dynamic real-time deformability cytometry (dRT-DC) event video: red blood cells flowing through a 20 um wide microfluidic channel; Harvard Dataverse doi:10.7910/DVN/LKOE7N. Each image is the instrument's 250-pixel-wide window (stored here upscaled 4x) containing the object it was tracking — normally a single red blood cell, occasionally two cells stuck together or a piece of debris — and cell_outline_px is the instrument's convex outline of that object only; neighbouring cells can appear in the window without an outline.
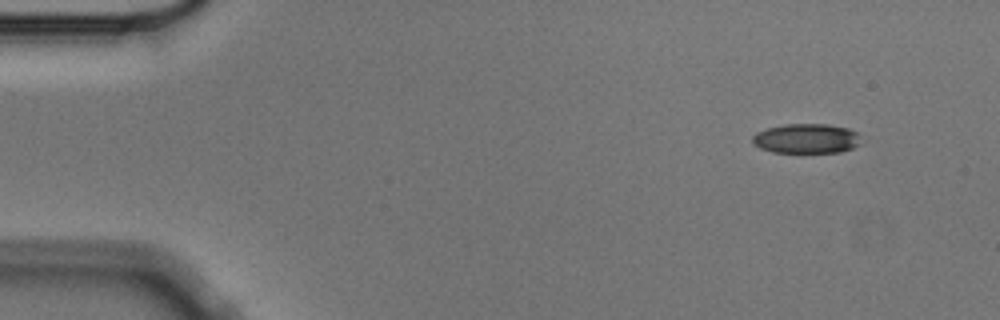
{"species": "Egyptian fruit bat (a non-hibernating species)", "species_latin": "Rousettus aegyptiacus", "temperature_condition": "cold", "stored_images_in_passage": 4, "camera_frame_rate_fps": 3000, "um_per_image_px": 0.085, "animal": {"sex": "male"}, "frame": {"image": 1, "passage_image": 1, "time_ms": 0.0, "image_size_px": [1000, 320], "cell_outline_px": [[860, 144], [852, 148], [840, 152], [772, 152], [760, 148], [752, 144], [752, 136], [756, 132], [768, 128], [784, 124], [828, 124], [848, 128], [856, 132]], "centroid_in_image_um": [68.5, 11.77], "position_along_channel_um": 16.5, "area_um2": 18.73}}
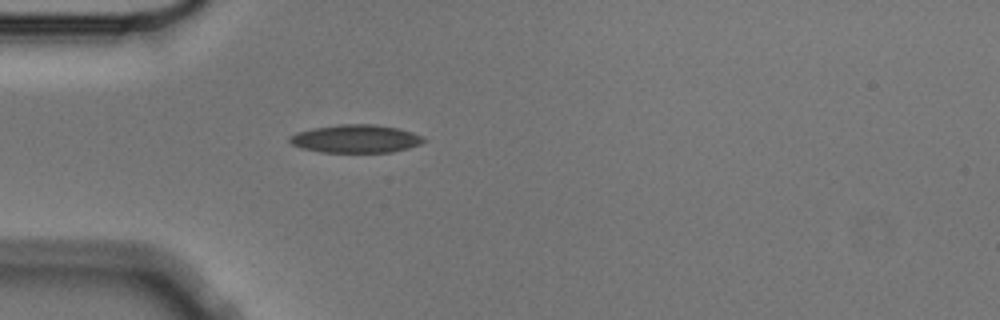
{"frame": {"image": 2, "passage_image": 4, "time_ms": 1.0, "image_size_px": [1000, 320], "cell_outline_px": [[428, 140], [420, 144], [408, 148], [392, 152], [320, 152], [300, 148], [292, 144], [288, 140], [288, 136], [296, 132], [312, 128], [340, 124], [372, 124], [396, 128], [412, 132], [424, 136]], "centroid_in_image_um": [30.22, 11.79], "position_along_channel_um": 54.8, "area_um2": 22.08}}